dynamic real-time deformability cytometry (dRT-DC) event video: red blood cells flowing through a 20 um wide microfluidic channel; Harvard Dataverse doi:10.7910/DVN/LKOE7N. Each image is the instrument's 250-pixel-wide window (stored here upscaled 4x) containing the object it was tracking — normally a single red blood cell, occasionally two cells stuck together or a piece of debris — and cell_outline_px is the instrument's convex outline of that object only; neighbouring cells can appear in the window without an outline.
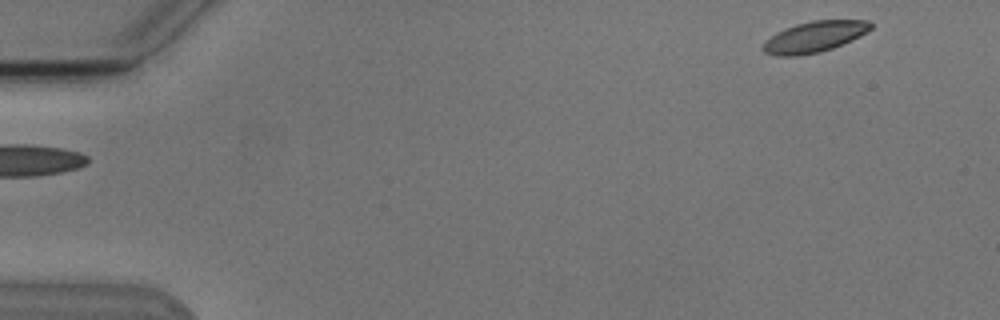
{"species": "Egyptian fruit bat (a non-hibernating species)", "species_latin": "Rousettus aegyptiacus", "temperature_condition": "cold", "stored_images_in_passage": 6, "segment_of_instrument_passage": [2, 2], "camera_frame_rate_fps": 3000, "um_per_image_px": 0.085, "animal": {"sex": "male"}, "frame": {"image": 1, "passage_image": 6, "time_ms": 5.667, "image_size_px": [1000, 320], "cell_outline_px": [[872, 28], [868, 32], [852, 40], [832, 48], [820, 52], [796, 56], [776, 56], [764, 52], [760, 48], [764, 40], [776, 32], [796, 24], [812, 20], [868, 20], [872, 24]], "centroid_in_image_um": [69.19, 3.13], "position_along_channel_um": 15.8, "area_um2": 19.59}}